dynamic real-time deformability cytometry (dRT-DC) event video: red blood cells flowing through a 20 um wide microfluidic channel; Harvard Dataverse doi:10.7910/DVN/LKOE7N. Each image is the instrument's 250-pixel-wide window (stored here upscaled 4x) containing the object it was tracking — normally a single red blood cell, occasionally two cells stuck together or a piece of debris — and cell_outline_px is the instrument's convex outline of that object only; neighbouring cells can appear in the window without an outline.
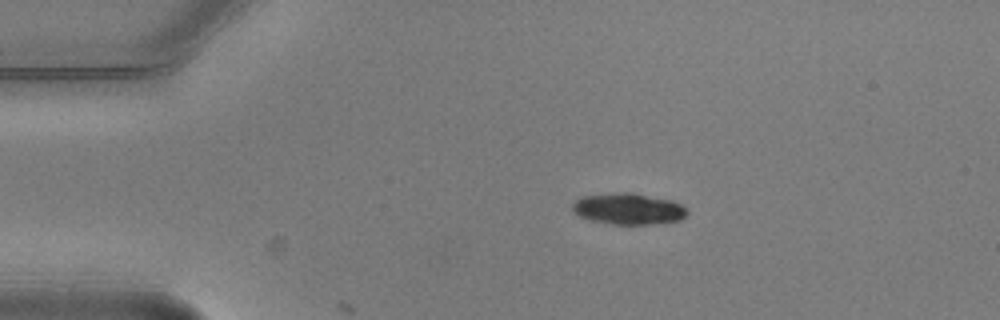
{"species": "common noctule bat (a hibernating species)", "species_latin": "Nyctalus noctula", "temperature_condition": "warm", "stored_images_in_passage": 4, "camera_frame_rate_fps": 3000, "um_per_image_px": 0.085, "animal": {"sex": "male", "body_mass_g": 20.5, "forearm_length_mm": 52.5}, "frame": {"image": 1, "passage_image": 3, "time_ms": 0.667, "image_size_px": [1000, 320], "cell_outline_px": [[688, 212], [680, 220], [648, 224], [612, 224], [588, 220], [572, 212], [572, 204], [580, 196], [612, 192], [632, 192], [672, 200], [680, 204]], "centroid_in_image_um": [53.34, 17.73], "position_along_channel_um": 31.7, "area_um2": 21.04}}